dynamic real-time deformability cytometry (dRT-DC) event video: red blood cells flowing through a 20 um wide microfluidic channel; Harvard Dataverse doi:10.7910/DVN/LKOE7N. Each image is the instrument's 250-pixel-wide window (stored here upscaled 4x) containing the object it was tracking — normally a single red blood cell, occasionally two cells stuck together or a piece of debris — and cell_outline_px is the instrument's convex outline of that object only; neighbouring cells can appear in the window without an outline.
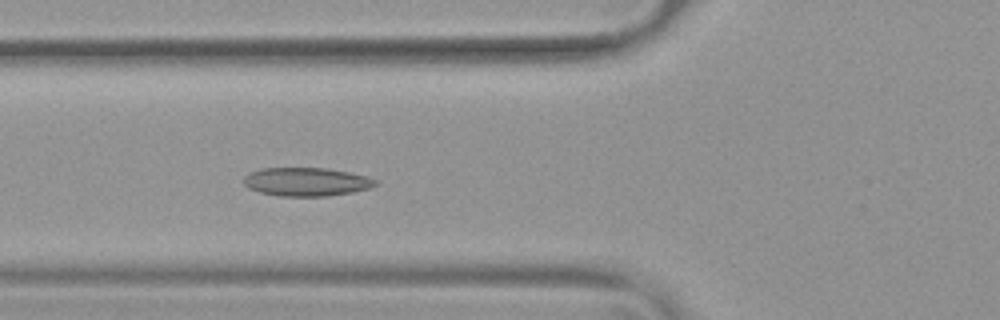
{"species": "common noctule bat (a hibernating species)", "species_latin": "Nyctalus noctula", "temperature_condition": "warm", "stored_images_in_passage": 54, "camera_frame_rate_fps": 3000, "um_per_image_px": 0.085, "animal": {"sex": "female", "body_mass_g": 19.9}, "frame": {"image": 1, "passage_image": 21, "time_ms": 6.667, "image_size_px": [1000, 320], "cell_outline_px": [[376, 184], [368, 188], [352, 192], [328, 196], [276, 196], [260, 192], [248, 188], [244, 184], [244, 176], [248, 172], [260, 168], [328, 168], [368, 176], [376, 180]], "centroid_in_image_um": [26.0, 15.45], "position_along_channel_um": 99.8, "area_um2": 21.96}}
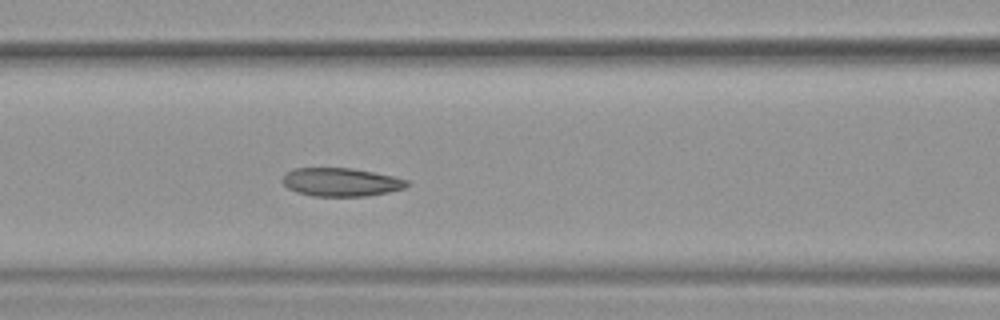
{"frame": {"image": 2, "passage_image": 24, "time_ms": 7.667, "image_size_px": [1000, 320], "cell_outline_px": [[408, 184], [404, 188], [388, 192], [368, 196], [312, 196], [296, 192], [288, 188], [280, 180], [284, 172], [296, 168], [352, 168], [392, 176], [408, 180]], "centroid_in_image_um": [28.92, 15.48], "position_along_channel_um": 137.7, "area_um2": 20.63}}
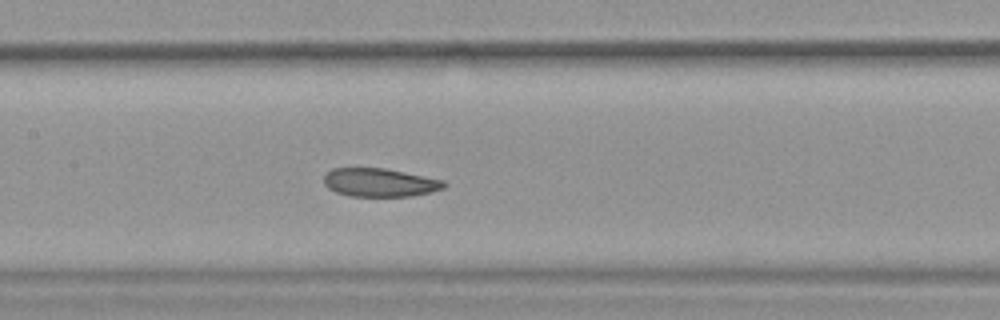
{"frame": {"image": 3, "passage_image": 27, "time_ms": 8.667, "image_size_px": [1000, 320], "cell_outline_px": [[448, 184], [444, 188], [432, 192], [412, 196], [348, 196], [336, 192], [328, 188], [324, 184], [324, 176], [332, 168], [384, 168], [444, 180]], "centroid_in_image_um": [32.29, 15.52], "position_along_channel_um": 175.1, "area_um2": 19.94}, "authors_computed_cell_mechanics": {"area_um2": 22.4264, "velocity_mm_per_s": 3.759, "shape_relaxation_time_tau1_ms": null, "shape_relaxation_time_tau2_ms": 7.0632, "deformation_change_tau1": null, "deformation_change_tau2": 0.1406}}